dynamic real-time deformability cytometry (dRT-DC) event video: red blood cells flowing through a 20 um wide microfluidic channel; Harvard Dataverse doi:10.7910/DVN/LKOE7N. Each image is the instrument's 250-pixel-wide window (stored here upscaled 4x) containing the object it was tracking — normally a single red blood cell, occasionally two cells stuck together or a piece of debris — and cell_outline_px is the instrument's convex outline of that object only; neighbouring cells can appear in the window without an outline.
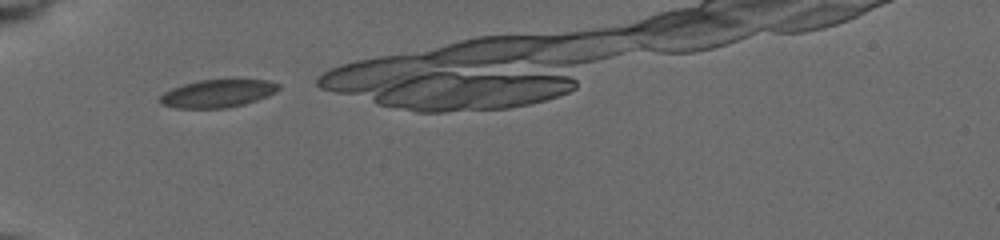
{"species": "common noctule bat (a hibernating species)", "species_latin": "Nyctalus noctula", "temperature_condition": "cold", "stored_images_in_passage": 11, "camera_frame_rate_fps": 3000, "um_per_image_px": 0.085, "animal": {"sex": "female", "body_mass_g": 19.5, "forearm_length_mm": 54.1}, "frame": {"image": 1, "passage_image": 1, "time_ms": 0.0, "image_size_px": [1000, 240], "cell_outline_px": [[280, 88], [276, 92], [268, 96], [244, 104], [228, 108], [176, 108], [160, 104], [160, 96], [164, 92], [172, 88], [184, 84], [200, 80], [268, 80], [280, 84]], "centroid_in_image_um": [18.51, 7.95], "position_along_channel_um": 66.5, "area_um2": 19.19}}